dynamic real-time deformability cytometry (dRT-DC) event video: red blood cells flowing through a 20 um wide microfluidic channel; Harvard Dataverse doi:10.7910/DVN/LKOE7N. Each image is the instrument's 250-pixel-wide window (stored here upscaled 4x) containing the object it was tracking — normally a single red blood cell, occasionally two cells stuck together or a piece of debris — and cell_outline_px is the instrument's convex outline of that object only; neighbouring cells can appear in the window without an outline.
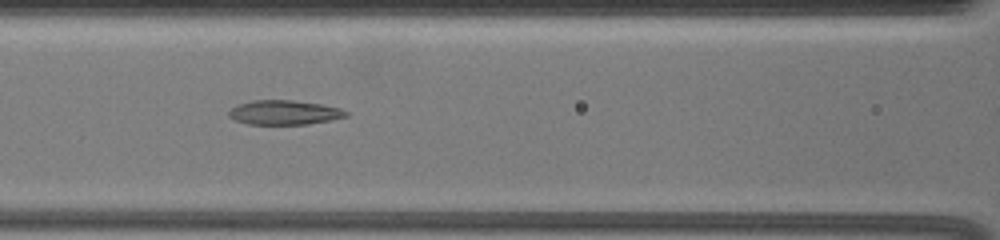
{"species": "common noctule bat (a hibernating species)", "species_latin": "Nyctalus noctula", "temperature_condition": "warm", "stored_images_in_passage": 39, "camera_frame_rate_fps": 3000, "um_per_image_px": 0.085, "animal": {"sex": "female", "body_mass_g": 19.5, "forearm_length_mm": 54.1}, "frame": {"image": 1, "passage_image": 14, "time_ms": 4.333, "image_size_px": [1000, 240], "cell_outline_px": [[348, 116], [308, 124], [248, 124], [236, 120], [228, 116], [228, 112], [232, 108], [240, 104], [252, 100], [292, 100], [320, 104], [340, 108], [348, 112]], "centroid_in_image_um": [24.16, 9.56], "position_along_channel_um": 142.4, "area_um2": 16.47}}
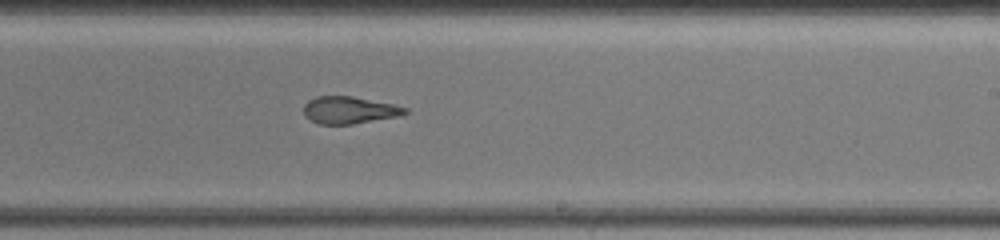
{"frame": {"image": 2, "passage_image": 24, "time_ms": 7.667, "image_size_px": [1000, 240], "cell_outline_px": [[408, 112], [396, 116], [352, 124], [320, 124], [304, 116], [304, 104], [308, 100], [316, 96], [352, 96], [392, 104], [408, 108]], "centroid_in_image_um": [29.64, 9.35], "position_along_channel_um": 259.4, "area_um2": 15.84}}
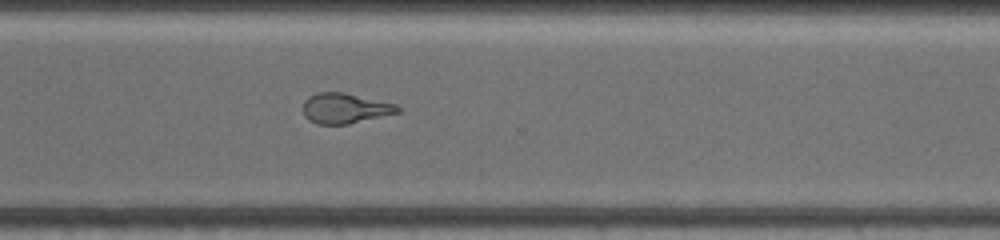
{"frame": {"image": 3, "passage_image": 31, "time_ms": 10.0, "image_size_px": [1000, 240], "cell_outline_px": [[400, 112], [348, 124], [316, 124], [308, 120], [304, 116], [304, 100], [308, 96], [320, 92], [344, 92], [396, 104], [400, 108]], "centroid_in_image_um": [29.31, 9.2], "position_along_channel_um": 341.3, "area_um2": 16.65}}